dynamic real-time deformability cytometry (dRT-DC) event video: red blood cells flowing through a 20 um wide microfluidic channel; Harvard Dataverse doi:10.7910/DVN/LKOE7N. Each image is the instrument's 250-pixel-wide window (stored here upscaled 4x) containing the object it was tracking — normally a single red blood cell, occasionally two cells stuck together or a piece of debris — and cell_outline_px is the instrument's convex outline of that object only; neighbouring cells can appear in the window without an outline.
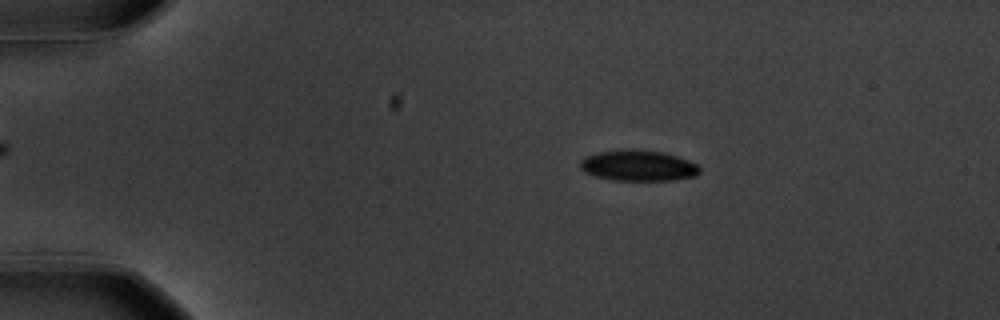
{"species": "common noctule bat (a hibernating species)", "species_latin": "Nyctalus noctula", "temperature_condition": "warm", "stored_images_in_passage": 50, "camera_frame_rate_fps": 3000, "um_per_image_px": 0.085, "animal": {"sex": "male", "body_mass_g": 20.1, "forearm_length_mm": 53.5}, "frame": {"image": 1, "passage_image": 4, "time_ms": 1.0, "image_size_px": [1000, 320], "cell_outline_px": [[700, 172], [696, 176], [672, 180], [612, 180], [596, 176], [584, 172], [580, 168], [580, 160], [584, 156], [596, 152], [628, 148], [636, 148], [664, 152], [688, 160], [696, 164], [700, 168]], "centroid_in_image_um": [54.22, 14.05], "position_along_channel_um": 30.8, "area_um2": 21.79}}
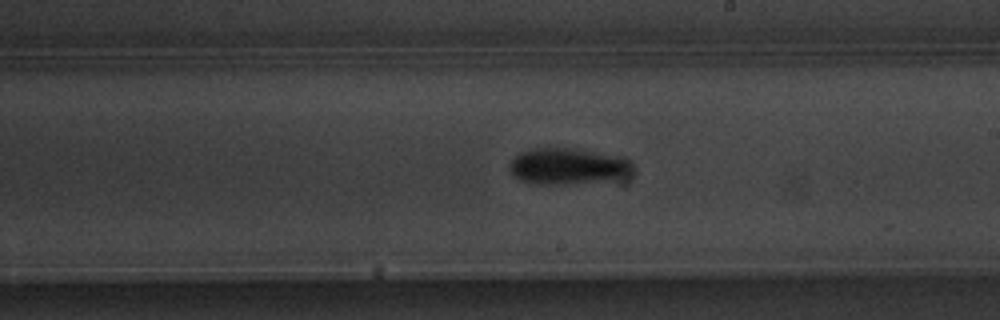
{"frame": {"image": 2, "passage_image": 27, "time_ms": 8.667, "image_size_px": [1000, 320], "cell_outline_px": [[628, 168], [624, 172], [616, 176], [604, 180], [568, 184], [532, 184], [520, 180], [508, 168], [508, 164], [520, 152], [540, 148], [576, 148], [624, 156], [628, 160]], "centroid_in_image_um": [48.13, 14.11], "position_along_channel_um": 240.9, "area_um2": 25.32}}
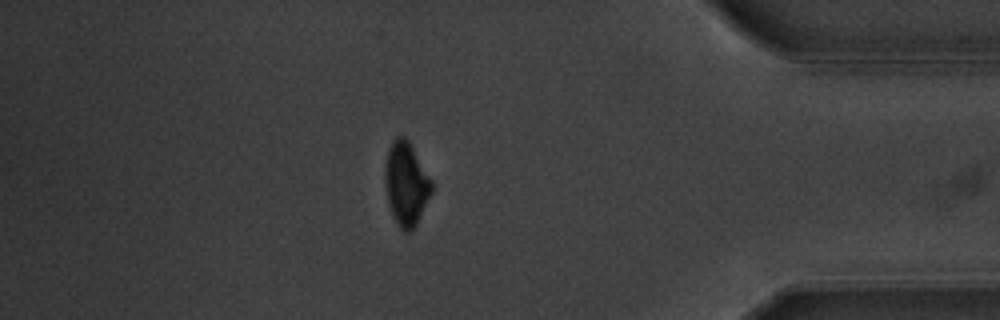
{"frame": {"image": 3, "passage_image": 43, "time_ms": 14.0, "image_size_px": [1000, 320], "cell_outline_px": [[432, 192], [416, 224], [408, 232], [404, 232], [400, 228], [392, 216], [388, 200], [384, 176], [384, 168], [388, 152], [396, 136], [404, 136], [408, 140], [432, 180]], "centroid_in_image_um": [34.52, 15.62], "position_along_channel_um": 400.7, "area_um2": 22.31}, "authors_computed_cell_mechanics": {"area_um2": 22.6865, "velocity_mm_per_s": 3.567, "shape_relaxation_time_tau1_ms": 2.4053, "shape_relaxation_time_tau2_ms": null, "deformation_change_tau1": 0.1237, "deformation_change_tau2": null}}